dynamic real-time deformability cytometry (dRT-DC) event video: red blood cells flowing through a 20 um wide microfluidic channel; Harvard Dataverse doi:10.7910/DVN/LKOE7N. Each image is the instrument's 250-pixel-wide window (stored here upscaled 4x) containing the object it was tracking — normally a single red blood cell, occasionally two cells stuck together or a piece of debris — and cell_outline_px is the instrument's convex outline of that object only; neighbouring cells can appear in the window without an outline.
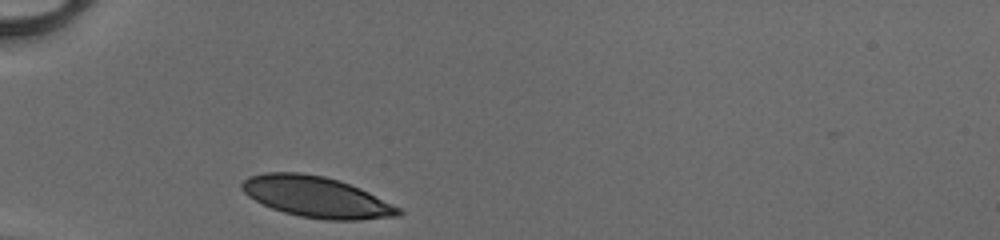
{"species": "human", "species_latin": "Homo sapiens", "temperature_condition": "cold", "stored_images_in_passage": 27, "camera_frame_rate_fps": 3000, "um_per_image_px": 0.085, "donor": {"sex": "male"}, "frame": {"image": 1, "passage_image": 1, "time_ms": 0.0, "image_size_px": [1000, 240], "cell_outline_px": [[404, 212], [400, 216], [360, 220], [324, 220], [300, 216], [284, 212], [272, 208], [248, 196], [240, 188], [240, 184], [248, 176], [264, 172], [300, 172], [324, 176], [340, 180], [360, 188], [400, 208]], "centroid_in_image_um": [26.9, 16.74], "position_along_channel_um": 58.1, "area_um2": 37.4}}
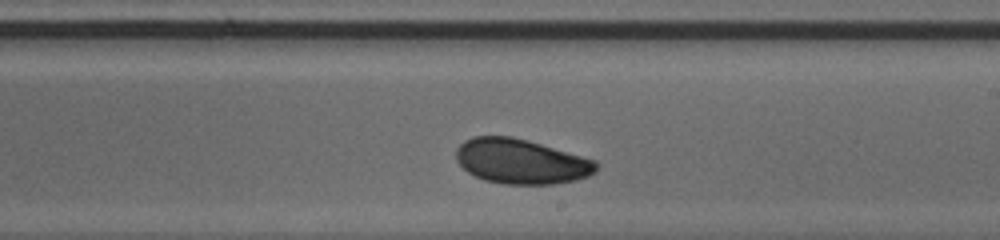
{"frame": {"image": 2, "passage_image": 16, "time_ms": 5.0, "image_size_px": [1000, 240], "cell_outline_px": [[600, 168], [596, 172], [588, 176], [576, 180], [552, 184], [504, 184], [484, 180], [468, 172], [456, 160], [456, 148], [464, 140], [472, 136], [512, 136], [528, 140], [596, 160], [600, 164]], "centroid_in_image_um": [44.31, 13.71], "position_along_channel_um": 244.7, "area_um2": 36.88}}
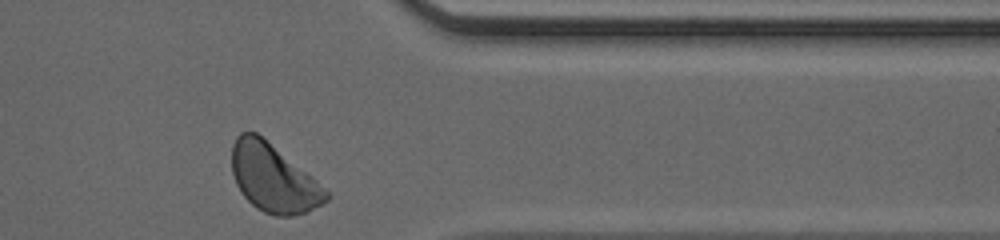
{"frame": {"image": 3, "passage_image": 27, "time_ms": 8.667, "image_size_px": [1000, 240], "cell_outline_px": [[328, 200], [308, 212], [292, 216], [276, 216], [264, 212], [256, 208], [244, 196], [236, 184], [232, 172], [232, 144], [236, 136], [240, 132], [256, 132], [312, 176], [328, 192]], "centroid_in_image_um": [23.22, 15.15], "position_along_channel_um": 388.2, "area_um2": 37.05}, "authors_computed_cell_mechanics": {"area_um2": 37.1076, "velocity_mm_per_s": 4.0664, "shape_relaxation_time_tau1_ms": 2.7569, "shape_relaxation_time_tau2_ms": null, "deformation_change_tau1": 0.0953, "deformation_change_tau2": null}}